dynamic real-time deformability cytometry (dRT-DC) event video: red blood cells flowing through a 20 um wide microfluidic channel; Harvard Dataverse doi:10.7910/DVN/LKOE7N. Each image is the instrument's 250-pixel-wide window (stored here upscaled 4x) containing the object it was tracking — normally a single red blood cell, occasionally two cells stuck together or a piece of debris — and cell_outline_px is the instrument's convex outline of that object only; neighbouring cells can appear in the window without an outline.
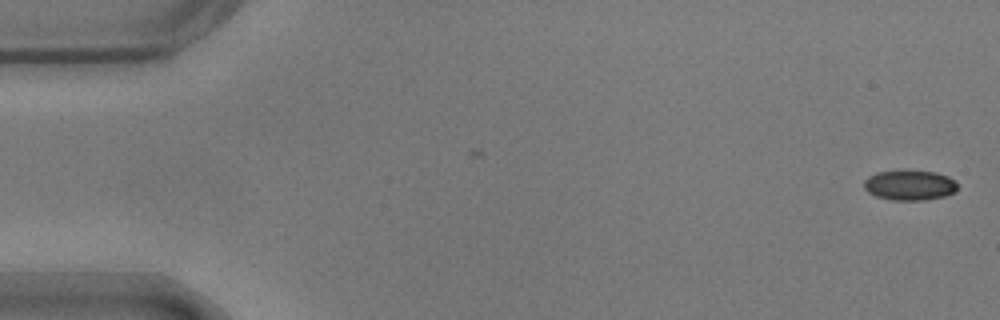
{"species": "common noctule bat (a hibernating species)", "species_latin": "Nyctalus noctula", "temperature_condition": "warm", "stored_images_in_passage": 56, "camera_frame_rate_fps": 3000, "um_per_image_px": 0.085, "animal": {"sex": "male", "body_mass_g": 17.9}, "frame": {"image": 1, "passage_image": 1, "time_ms": 0.0, "image_size_px": [1000, 320], "cell_outline_px": [[956, 192], [944, 196], [924, 200], [892, 200], [876, 196], [868, 192], [864, 188], [864, 180], [868, 176], [876, 172], [936, 172], [948, 176], [956, 184]], "centroid_in_image_um": [77.3, 15.76], "position_along_channel_um": 7.7, "area_um2": 16.01}}
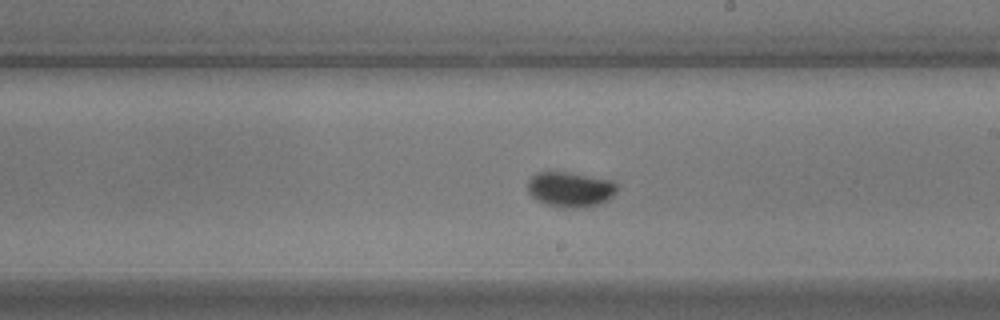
{"frame": {"image": 2, "passage_image": 32, "time_ms": 10.333, "image_size_px": [1000, 320], "cell_outline_px": [[616, 192], [608, 200], [600, 204], [584, 208], [560, 208], [544, 204], [536, 200], [528, 192], [528, 180], [536, 172], [568, 172], [612, 180], [616, 184]], "centroid_in_image_um": [48.46, 16.12], "position_along_channel_um": 240.5, "area_um2": 18.55}}
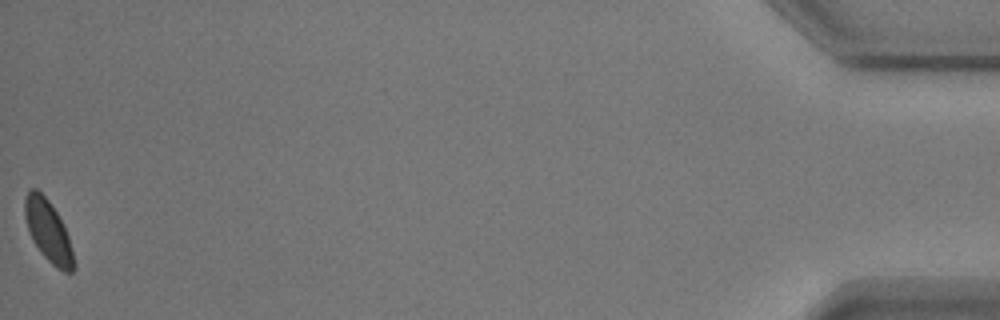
{"frame": {"image": 3, "passage_image": 56, "time_ms": 18.333, "image_size_px": [1000, 320], "cell_outline_px": [[76, 268], [72, 272], [64, 272], [52, 264], [40, 252], [32, 240], [28, 232], [24, 216], [24, 200], [28, 188], [36, 188], [48, 200], [64, 224], [68, 236], [76, 264]], "centroid_in_image_um": [4.09, 19.64], "position_along_channel_um": 431.1, "area_um2": 17.74}}